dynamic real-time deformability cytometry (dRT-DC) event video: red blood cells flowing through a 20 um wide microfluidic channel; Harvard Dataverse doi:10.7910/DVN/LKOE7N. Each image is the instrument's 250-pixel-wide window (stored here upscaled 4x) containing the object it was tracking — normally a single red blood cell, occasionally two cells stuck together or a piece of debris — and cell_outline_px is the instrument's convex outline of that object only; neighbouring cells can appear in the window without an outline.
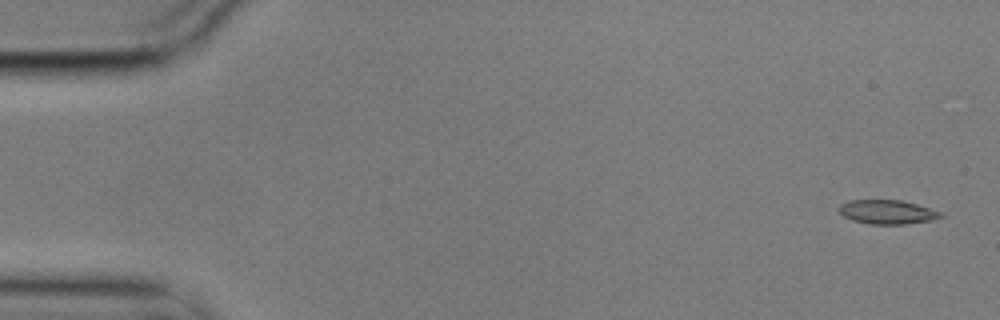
{"species": "common noctule bat (a hibernating species)", "species_latin": "Nyctalus noctula", "temperature_condition": "cold", "stored_images_in_passage": 5, "camera_frame_rate_fps": 3000, "um_per_image_px": 0.085, "animal": {"sex": "male", "body_mass_g": 17.9}, "frame": {"image": 1, "passage_image": 1, "time_ms": 0.0, "image_size_px": [1000, 320], "cell_outline_px": [[944, 216], [932, 220], [904, 224], [868, 224], [852, 220], [844, 216], [836, 208], [840, 204], [848, 200], [900, 200], [916, 204], [940, 212]], "centroid_in_image_um": [75.36, 18.02], "position_along_channel_um": 9.6, "area_um2": 14.22}}
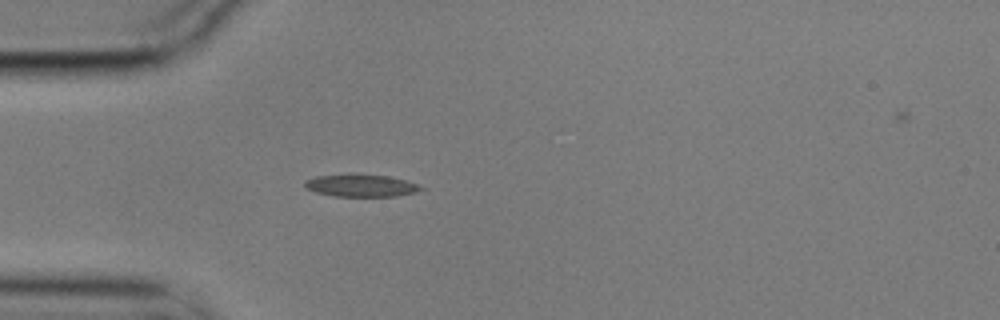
{"frame": {"image": 2, "passage_image": 5, "time_ms": 1.333, "image_size_px": [1000, 320], "cell_outline_px": [[424, 188], [412, 192], [396, 196], [336, 196], [316, 192], [308, 188], [304, 184], [304, 180], [316, 176], [352, 172], [388, 176], [404, 180], [416, 184]], "centroid_in_image_um": [30.61, 15.73], "position_along_channel_um": 54.4, "area_um2": 15.2}}